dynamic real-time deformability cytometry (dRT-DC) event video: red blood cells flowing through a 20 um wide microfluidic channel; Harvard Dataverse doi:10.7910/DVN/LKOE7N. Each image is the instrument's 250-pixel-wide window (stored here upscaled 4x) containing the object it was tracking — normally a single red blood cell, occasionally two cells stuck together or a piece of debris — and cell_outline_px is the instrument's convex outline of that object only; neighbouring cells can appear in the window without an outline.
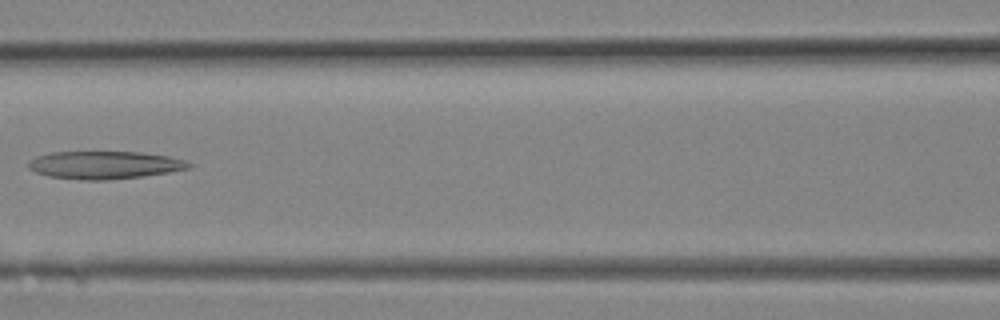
{"species": "Egyptian fruit bat (a non-hibernating species)", "species_latin": "Rousettus aegyptiacus", "temperature_condition": "room temperature", "stored_images_in_passage": 17, "camera_frame_rate_fps": 3000, "um_per_image_px": 0.085, "animal": {"sex": "female"}, "frame": {"image": 1, "passage_image": 6, "time_ms": 1.667, "image_size_px": [1000, 320], "cell_outline_px": [[192, 164], [188, 168], [168, 172], [144, 176], [108, 180], [84, 180], [48, 176], [36, 172], [28, 168], [28, 160], [36, 156], [52, 152], [140, 152], [168, 156], [184, 160]], "centroid_in_image_um": [8.85, 14.02], "position_along_channel_um": 157.8, "area_um2": 25.89}}
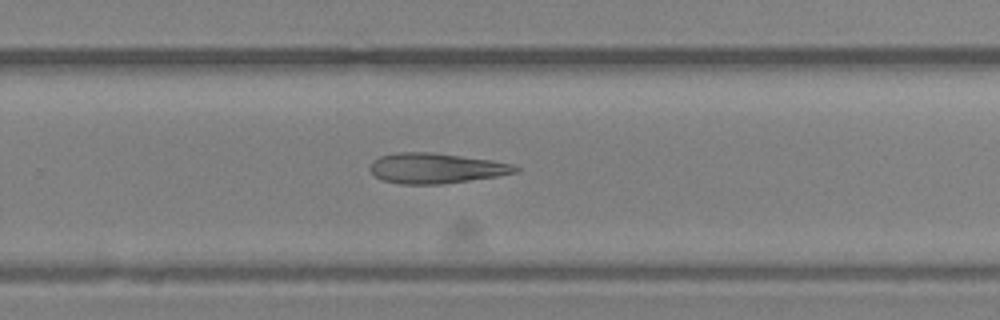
{"frame": {"image": 2, "passage_image": 11, "time_ms": 3.333, "image_size_px": [1000, 320], "cell_outline_px": [[520, 168], [516, 172], [496, 176], [440, 184], [400, 184], [384, 180], [376, 176], [368, 168], [380, 156], [396, 152], [428, 152], [492, 160], [512, 164]], "centroid_in_image_um": [37.04, 14.3], "position_along_channel_um": 292.8, "area_um2": 25.2}}
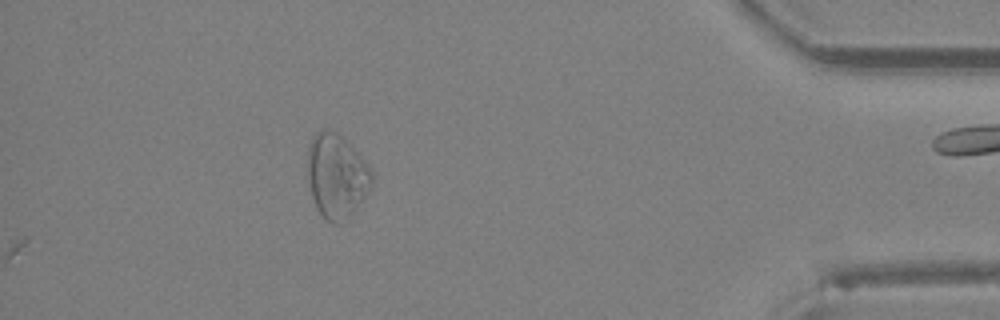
{"frame": {"image": 3, "passage_image": 17, "time_ms": 5.333, "image_size_px": [1000, 320], "cell_outline_px": [[372, 184], [348, 220], [340, 224], [332, 224], [316, 208], [312, 196], [308, 176], [308, 144], [312, 136], [316, 132], [324, 128], [336, 132], [344, 136], [368, 164], [372, 172]], "centroid_in_image_um": [28.61, 14.93], "position_along_channel_um": 406.6, "area_um2": 31.67}}